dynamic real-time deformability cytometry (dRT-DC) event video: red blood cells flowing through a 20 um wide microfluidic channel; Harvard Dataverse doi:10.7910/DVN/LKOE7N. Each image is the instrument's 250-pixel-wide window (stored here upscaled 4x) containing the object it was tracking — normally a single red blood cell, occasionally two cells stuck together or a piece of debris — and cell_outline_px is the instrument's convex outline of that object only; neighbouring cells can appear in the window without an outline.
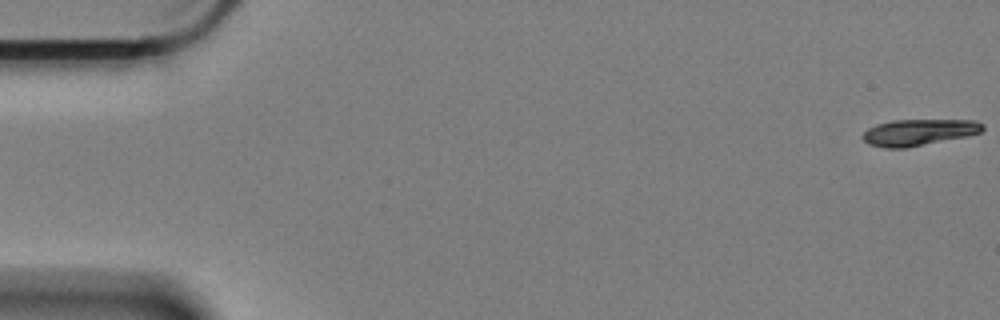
{"species": "Egyptian fruit bat (a non-hibernating species)", "species_latin": "Rousettus aegyptiacus", "temperature_condition": "cold", "stored_images_in_passage": 10, "camera_frame_rate_fps": 3000, "um_per_image_px": 0.085, "animal": {"sex": "female"}, "frame": {"image": 1, "passage_image": 1, "time_ms": 0.0, "image_size_px": [1000, 320], "cell_outline_px": [[984, 128], [980, 132], [968, 136], [908, 148], [884, 148], [868, 144], [860, 136], [868, 128], [876, 124], [892, 120], [972, 120], [984, 124]], "centroid_in_image_um": [78.07, 11.25], "position_along_channel_um": 6.9, "area_um2": 18.61}}